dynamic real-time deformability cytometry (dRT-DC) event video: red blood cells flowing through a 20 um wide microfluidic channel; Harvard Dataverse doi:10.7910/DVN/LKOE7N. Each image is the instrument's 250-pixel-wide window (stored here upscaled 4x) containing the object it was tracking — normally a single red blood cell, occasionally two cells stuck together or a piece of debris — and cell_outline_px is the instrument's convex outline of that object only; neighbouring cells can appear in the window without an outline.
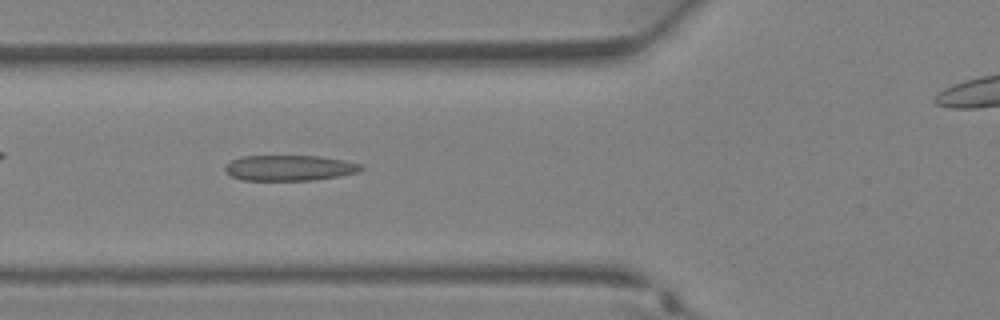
{"species": "Egyptian fruit bat (a non-hibernating species)", "species_latin": "Rousettus aegyptiacus", "temperature_condition": "warm", "stored_images_in_passage": 37, "camera_frame_rate_fps": 3000, "um_per_image_px": 0.085, "animal": {"sex": "female"}, "frame": {"image": 1, "passage_image": 13, "time_ms": 4.0, "image_size_px": [1000, 320], "cell_outline_px": [[364, 168], [356, 172], [336, 176], [312, 180], [240, 180], [224, 172], [224, 168], [232, 160], [240, 156], [320, 156], [344, 160], [364, 164]], "centroid_in_image_um": [24.59, 14.27], "position_along_channel_um": 101.2, "area_um2": 20.23}}
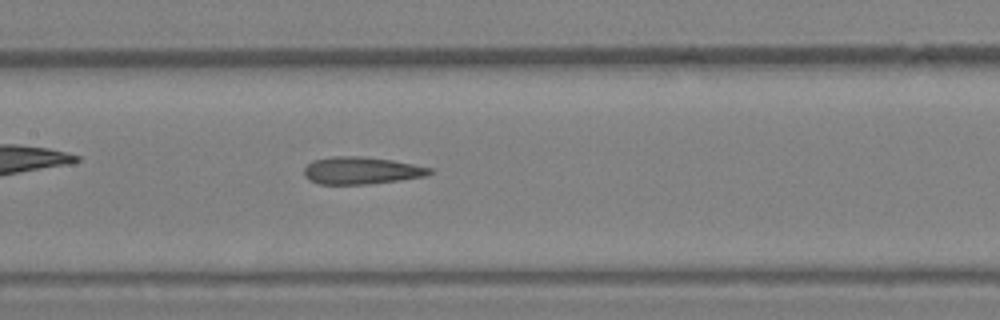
{"frame": {"image": 2, "passage_image": 17, "time_ms": 5.333, "image_size_px": [1000, 320], "cell_outline_px": [[432, 172], [428, 176], [400, 180], [368, 184], [320, 184], [308, 180], [304, 176], [304, 168], [312, 160], [332, 156], [356, 156], [392, 160], [432, 168]], "centroid_in_image_um": [30.69, 14.5], "position_along_channel_um": 176.7, "area_um2": 20.0}}
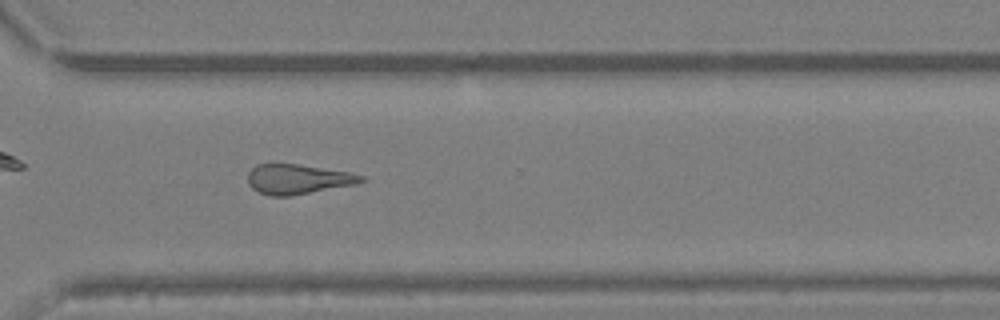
{"frame": {"image": 3, "passage_image": 26, "time_ms": 8.333, "image_size_px": [1000, 320], "cell_outline_px": [[368, 180], [356, 184], [292, 196], [268, 196], [252, 188], [248, 184], [248, 172], [256, 164], [300, 164], [348, 172], [364, 176]], "centroid_in_image_um": [25.33, 15.23], "position_along_channel_um": 345.3, "area_um2": 19.83}}